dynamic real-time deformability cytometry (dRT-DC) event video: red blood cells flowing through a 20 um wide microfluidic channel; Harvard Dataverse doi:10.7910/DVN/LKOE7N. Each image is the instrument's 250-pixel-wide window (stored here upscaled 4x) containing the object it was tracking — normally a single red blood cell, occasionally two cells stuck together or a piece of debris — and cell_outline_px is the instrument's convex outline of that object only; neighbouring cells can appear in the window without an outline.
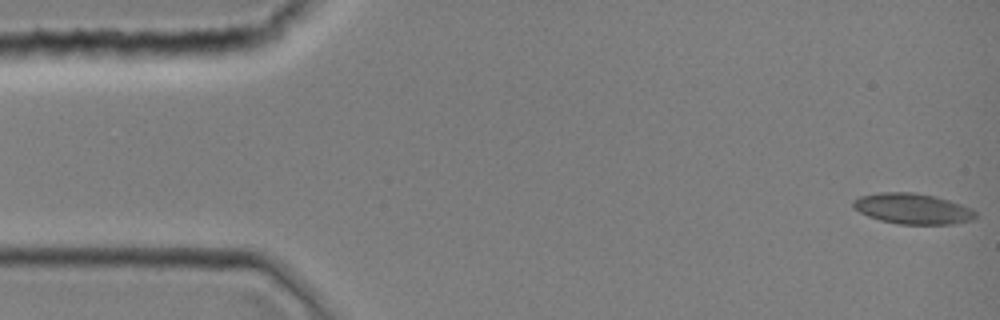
{"species": "common noctule bat (a hibernating species)", "species_latin": "Nyctalus noctula", "temperature_condition": "room temperature", "stored_images_in_passage": 44, "camera_frame_rate_fps": 3000, "um_per_image_px": 0.085, "animal": {"sex": "female", "body_mass_g": 19.0, "forearm_length_mm": 51.5}, "frame": {"image": 1, "passage_image": 1, "time_ms": 0.0, "image_size_px": [1000, 320], "cell_outline_px": [[976, 216], [972, 220], [952, 224], [900, 224], [880, 220], [868, 216], [852, 208], [852, 200], [860, 196], [880, 192], [916, 192], [936, 196], [972, 208], [976, 212]], "centroid_in_image_um": [77.55, 17.73], "position_along_channel_um": 7.4, "area_um2": 21.96}}
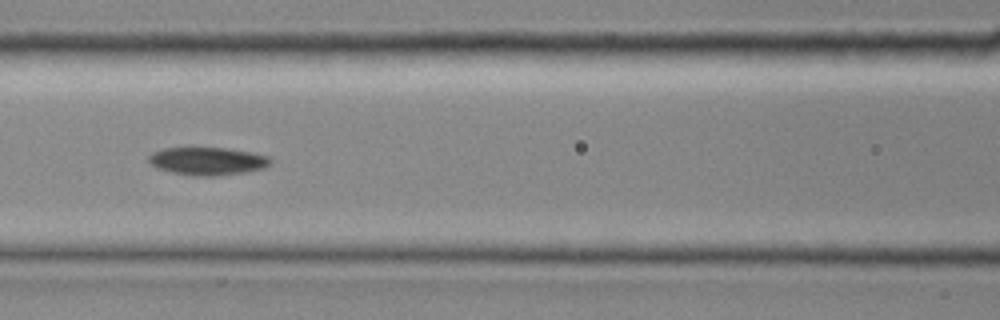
{"frame": {"image": 2, "passage_image": 19, "time_ms": 6.0, "image_size_px": [1000, 320], "cell_outline_px": [[272, 164], [264, 168], [248, 172], [216, 176], [196, 176], [156, 168], [148, 160], [148, 156], [152, 152], [164, 148], [188, 144], [192, 144], [228, 148], [252, 152], [268, 156], [272, 160]], "centroid_in_image_um": [17.64, 13.63], "position_along_channel_um": 149.0, "area_um2": 20.81}}
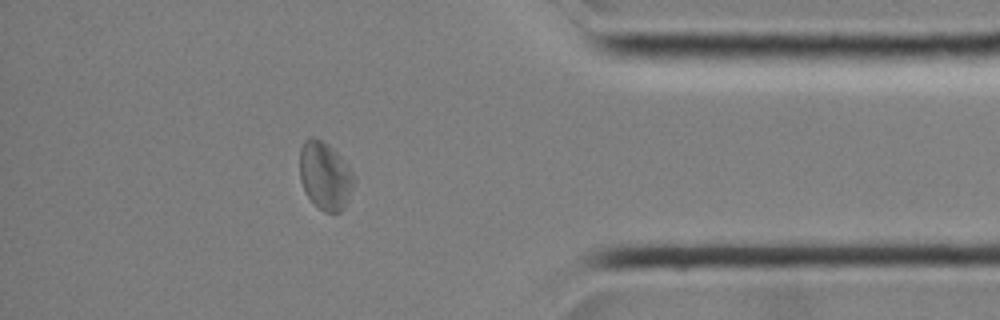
{"frame": {"image": 3, "passage_image": 38, "time_ms": 12.333, "image_size_px": [1000, 320], "cell_outline_px": [[356, 180], [344, 208], [340, 212], [324, 212], [308, 196], [300, 180], [300, 148], [304, 140], [308, 136], [316, 136], [328, 144], [344, 160], [356, 176]], "centroid_in_image_um": [27.64, 14.89], "position_along_channel_um": 407.6, "area_um2": 21.56}}